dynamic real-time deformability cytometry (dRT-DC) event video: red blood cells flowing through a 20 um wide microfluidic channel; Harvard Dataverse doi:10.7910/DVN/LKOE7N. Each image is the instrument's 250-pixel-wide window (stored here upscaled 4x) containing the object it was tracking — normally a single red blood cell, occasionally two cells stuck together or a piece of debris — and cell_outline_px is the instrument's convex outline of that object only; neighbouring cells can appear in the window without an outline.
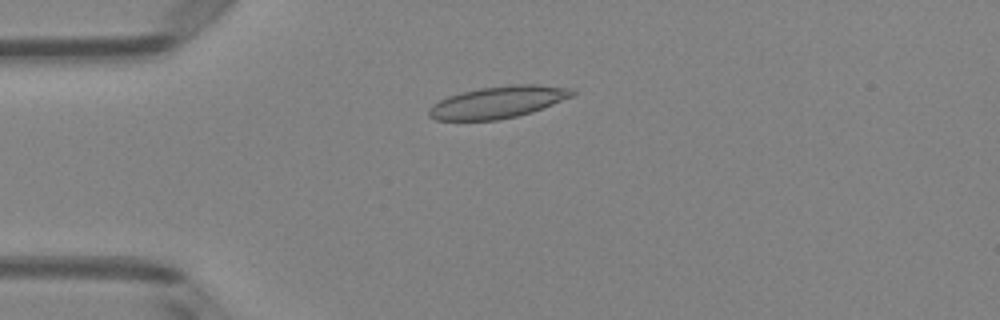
{"species": "Egyptian fruit bat (a non-hibernating species)", "species_latin": "Rousettus aegyptiacus", "temperature_condition": "room temperature", "stored_images_in_passage": 4, "camera_frame_rate_fps": 3000, "um_per_image_px": 0.085, "animal": {"sex": "female"}, "frame": {"image": 1, "passage_image": 3, "time_ms": 0.667, "image_size_px": [1000, 320], "cell_outline_px": [[576, 92], [572, 96], [532, 112], [516, 116], [496, 120], [436, 120], [428, 116], [428, 108], [432, 104], [448, 96], [480, 88], [508, 84], [540, 84], [572, 88]], "centroid_in_image_um": [42.32, 8.67], "position_along_channel_um": 42.7, "area_um2": 26.65}}